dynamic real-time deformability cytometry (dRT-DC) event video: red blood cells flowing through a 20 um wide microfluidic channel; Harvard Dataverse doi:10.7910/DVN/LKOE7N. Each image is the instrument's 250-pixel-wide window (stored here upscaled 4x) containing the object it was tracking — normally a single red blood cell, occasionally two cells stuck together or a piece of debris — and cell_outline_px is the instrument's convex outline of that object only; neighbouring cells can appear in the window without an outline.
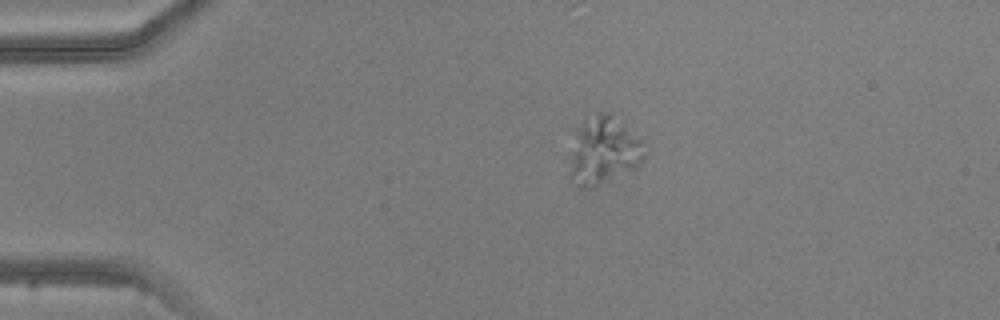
{"species": "common noctule bat (a hibernating species)", "species_latin": "Nyctalus noctula", "temperature_condition": "warm", "stored_images_in_passage": 2, "camera_frame_rate_fps": 3000, "um_per_image_px": 0.085, "animal": {"sex": "male", "body_mass_g": 20.5, "forearm_length_mm": 52.5}, "frame": {"image": 1, "passage_image": 1, "time_ms": 0.0, "image_size_px": [1000, 320], "cell_outline_px": [[644, 160], [636, 168], [592, 188], [580, 188], [568, 176], [568, 156], [576, 128], [584, 120], [600, 112], [612, 112], [640, 140], [644, 152]], "centroid_in_image_um": [51.23, 12.82], "position_along_channel_um": 33.8, "area_um2": 29.94}}